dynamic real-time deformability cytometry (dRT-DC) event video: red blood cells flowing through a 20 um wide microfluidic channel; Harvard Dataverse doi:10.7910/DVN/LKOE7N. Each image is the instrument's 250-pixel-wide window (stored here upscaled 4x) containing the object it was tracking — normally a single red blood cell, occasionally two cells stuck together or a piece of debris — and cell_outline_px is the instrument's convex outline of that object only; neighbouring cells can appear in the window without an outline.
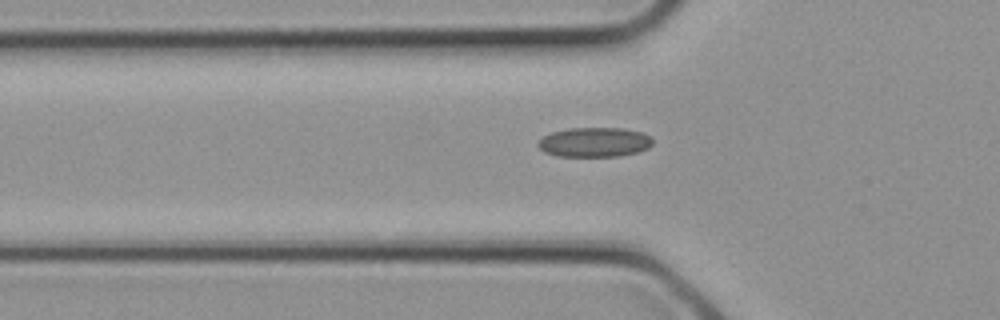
{"species": "common noctule bat (a hibernating species)", "species_latin": "Nyctalus noctula", "temperature_condition": "cold", "stored_images_in_passage": 3, "camera_frame_rate_fps": 3000, "um_per_image_px": 0.085, "animal": {"sex": "female", "body_mass_g": 21.9}, "frame": {"image": 1, "passage_image": 3, "time_ms": 0.667, "image_size_px": [1000, 320], "cell_outline_px": [[652, 144], [648, 148], [636, 152], [620, 156], [556, 156], [544, 152], [536, 144], [544, 136], [552, 132], [568, 128], [624, 128], [644, 132], [652, 136]], "centroid_in_image_um": [50.55, 12.08], "position_along_channel_um": 75.2, "area_um2": 19.88}}